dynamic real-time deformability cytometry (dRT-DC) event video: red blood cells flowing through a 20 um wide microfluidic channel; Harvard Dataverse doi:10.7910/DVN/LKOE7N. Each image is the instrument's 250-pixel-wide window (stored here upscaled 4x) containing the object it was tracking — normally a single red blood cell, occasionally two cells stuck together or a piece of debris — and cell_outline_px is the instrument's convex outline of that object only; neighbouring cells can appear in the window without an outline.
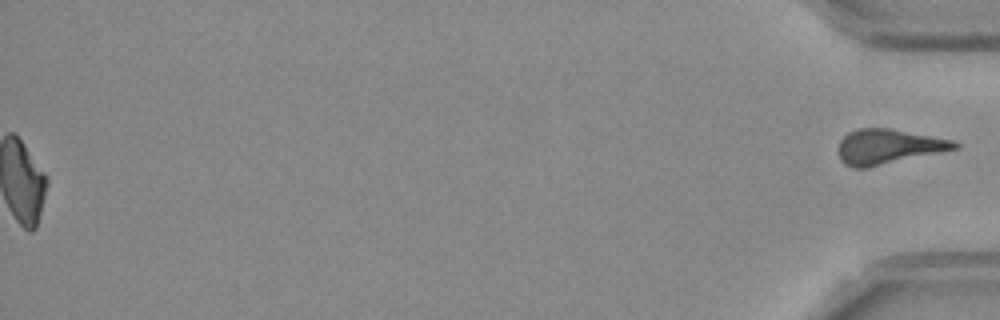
{"species": "Egyptian fruit bat (a non-hibernating species)", "species_latin": "Rousettus aegyptiacus", "temperature_condition": "room temperature", "stored_images_in_passage": 53, "segment_of_instrument_passage": [2, 2], "camera_frame_rate_fps": 3000, "um_per_image_px": 0.085, "frame": {"image": 1, "passage_image": 53, "time_ms": 17.333, "image_size_px": [1000, 320], "cell_outline_px": [[960, 144], [956, 148], [868, 168], [852, 168], [844, 164], [840, 160], [840, 140], [848, 132], [860, 128], [888, 128], [952, 140]], "centroid_in_image_um": [75.45, 12.47], "position_along_channel_um": 359.7, "area_um2": 23.18}}